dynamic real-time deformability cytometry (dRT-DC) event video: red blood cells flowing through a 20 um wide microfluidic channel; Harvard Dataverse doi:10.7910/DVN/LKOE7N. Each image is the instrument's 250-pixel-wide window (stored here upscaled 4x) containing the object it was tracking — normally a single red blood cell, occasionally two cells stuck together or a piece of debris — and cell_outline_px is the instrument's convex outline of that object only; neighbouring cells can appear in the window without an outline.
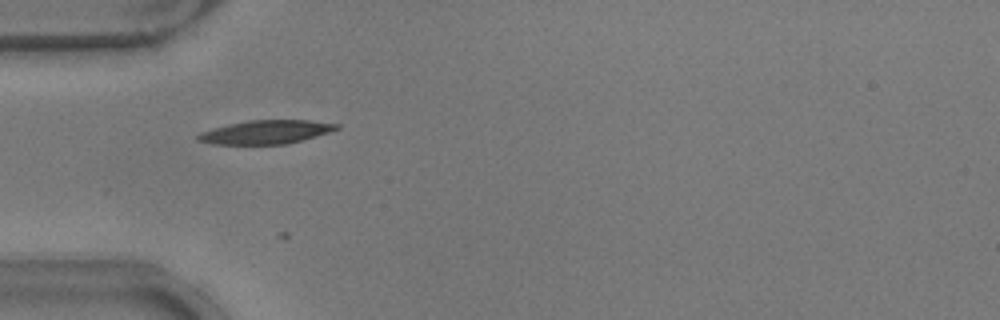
{"species": "common noctule bat (a hibernating species)", "species_latin": "Nyctalus noctula", "temperature_condition": "warm", "stored_images_in_passage": 8, "camera_frame_rate_fps": 3000, "um_per_image_px": 0.085, "animal": {"sex": "male", "body_mass_g": 17.9}, "frame": {"image": 1, "passage_image": 1, "time_ms": 0.0, "image_size_px": [1000, 320], "cell_outline_px": [[340, 128], [316, 136], [288, 144], [212, 144], [196, 140], [196, 136], [200, 132], [212, 128], [228, 124], [248, 120], [308, 120], [340, 124]], "centroid_in_image_um": [22.58, 11.22], "position_along_channel_um": 62.4, "area_um2": 19.13}}
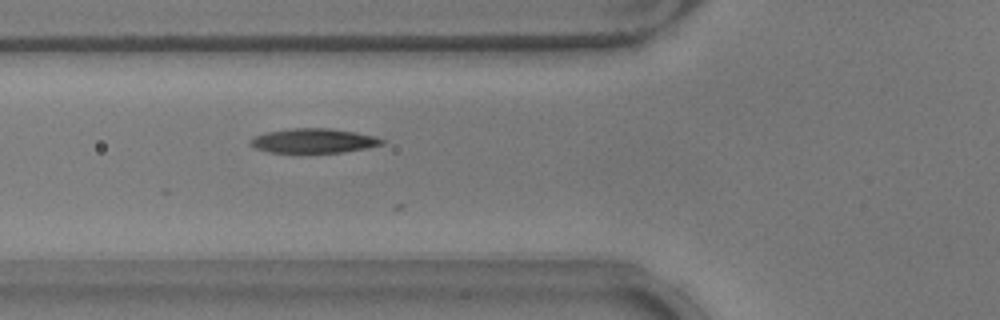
{"frame": {"image": 2, "passage_image": 4, "time_ms": 1.0, "image_size_px": [1000, 320], "cell_outline_px": [[384, 144], [368, 148], [340, 152], [268, 152], [256, 148], [248, 144], [248, 140], [252, 136], [268, 132], [292, 128], [328, 128], [356, 132], [376, 136], [384, 140]], "centroid_in_image_um": [26.64, 11.96], "position_along_channel_um": 99.2, "area_um2": 18.79}}